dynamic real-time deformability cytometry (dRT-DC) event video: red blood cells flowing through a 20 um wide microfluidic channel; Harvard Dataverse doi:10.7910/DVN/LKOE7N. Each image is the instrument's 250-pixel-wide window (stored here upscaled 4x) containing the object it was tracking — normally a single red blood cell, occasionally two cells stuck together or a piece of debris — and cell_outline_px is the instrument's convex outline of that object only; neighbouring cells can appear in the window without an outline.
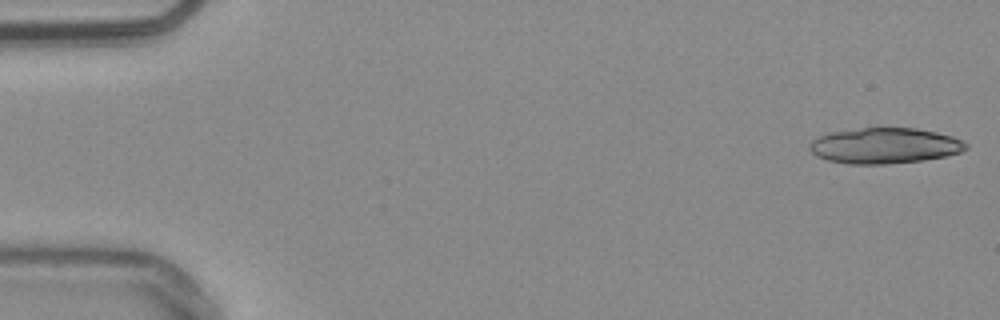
{"species": "common noctule bat (a hibernating species)", "species_latin": "Nyctalus noctula", "temperature_condition": "warm", "stored_images_in_passage": 20, "camera_frame_rate_fps": 3000, "um_per_image_px": 0.085, "animal": {"sex": "male", "body_mass_g": 20.4}, "frame": {"image": 1, "passage_image": 1, "time_ms": 0.0, "image_size_px": [1000, 320], "cell_outline_px": [[968, 148], [960, 152], [944, 156], [924, 160], [888, 164], [848, 164], [828, 160], [816, 156], [808, 148], [808, 144], [816, 136], [828, 132], [864, 128], [916, 128], [936, 132], [952, 136], [968, 144]], "centroid_in_image_um": [75.15, 12.38], "position_along_channel_um": 9.8, "area_um2": 32.66}}